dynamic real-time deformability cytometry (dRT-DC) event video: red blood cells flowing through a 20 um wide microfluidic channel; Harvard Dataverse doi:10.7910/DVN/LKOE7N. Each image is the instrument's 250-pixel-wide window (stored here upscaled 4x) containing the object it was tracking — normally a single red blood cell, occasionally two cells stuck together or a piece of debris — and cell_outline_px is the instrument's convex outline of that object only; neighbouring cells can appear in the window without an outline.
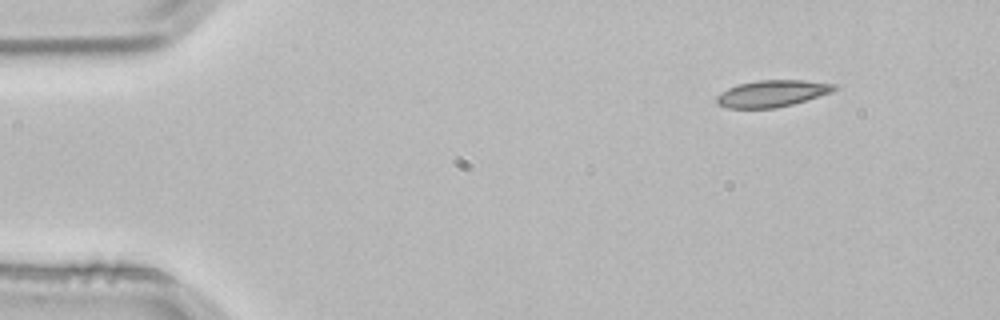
{"species": "common noctule bat (a hibernating species)", "species_latin": "Nyctalus noctula", "temperature_condition": "room temperature", "stored_images_in_passage": 2, "camera_frame_rate_fps": 3000, "um_per_image_px": 0.085, "animal": {"sex": "male", "body_mass_g": 21.5, "forearm_length_mm": 52.0}, "frame": {"image": 1, "passage_image": 1, "time_ms": 0.0, "image_size_px": [1000, 320], "cell_outline_px": [[836, 88], [832, 92], [792, 104], [776, 108], [728, 108], [716, 104], [716, 96], [720, 92], [736, 84], [760, 80], [804, 80], [836, 84]], "centroid_in_image_um": [65.58, 7.94], "position_along_channel_um": 19.4, "area_um2": 18.32}}